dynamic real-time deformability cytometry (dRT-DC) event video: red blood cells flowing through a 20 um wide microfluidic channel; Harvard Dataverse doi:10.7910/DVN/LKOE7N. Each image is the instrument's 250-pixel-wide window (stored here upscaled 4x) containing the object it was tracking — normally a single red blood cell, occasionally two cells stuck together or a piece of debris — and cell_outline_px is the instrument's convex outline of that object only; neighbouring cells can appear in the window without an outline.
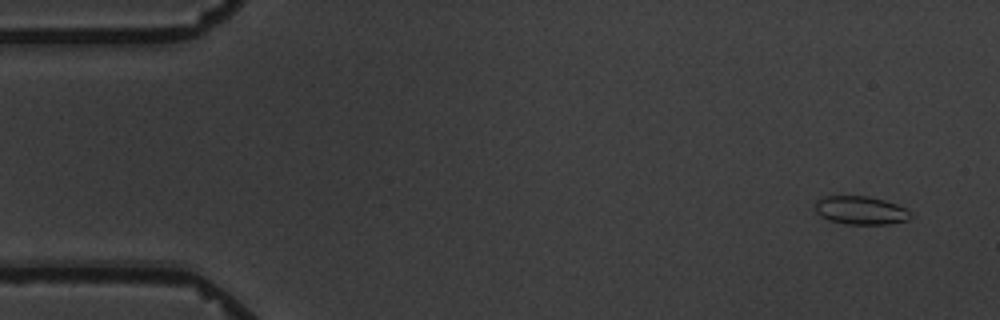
{"species": "common noctule bat (a hibernating species)", "species_latin": "Nyctalus noctula", "temperature_condition": "warm", "stored_images_in_passage": 4, "camera_frame_rate_fps": 3000, "um_per_image_px": 0.085, "animal": {"sex": "male", "body_mass_g": 19.5, "forearm_length_mm": 54.6}, "frame": {"image": 1, "passage_image": 1, "time_ms": 0.0, "image_size_px": [1000, 320], "cell_outline_px": [[912, 216], [908, 220], [888, 224], [844, 224], [828, 220], [820, 216], [816, 212], [816, 200], [824, 196], [868, 196], [884, 200], [896, 204], [912, 212]], "centroid_in_image_um": [73.16, 17.88], "position_along_channel_um": 11.8, "area_um2": 15.84}}